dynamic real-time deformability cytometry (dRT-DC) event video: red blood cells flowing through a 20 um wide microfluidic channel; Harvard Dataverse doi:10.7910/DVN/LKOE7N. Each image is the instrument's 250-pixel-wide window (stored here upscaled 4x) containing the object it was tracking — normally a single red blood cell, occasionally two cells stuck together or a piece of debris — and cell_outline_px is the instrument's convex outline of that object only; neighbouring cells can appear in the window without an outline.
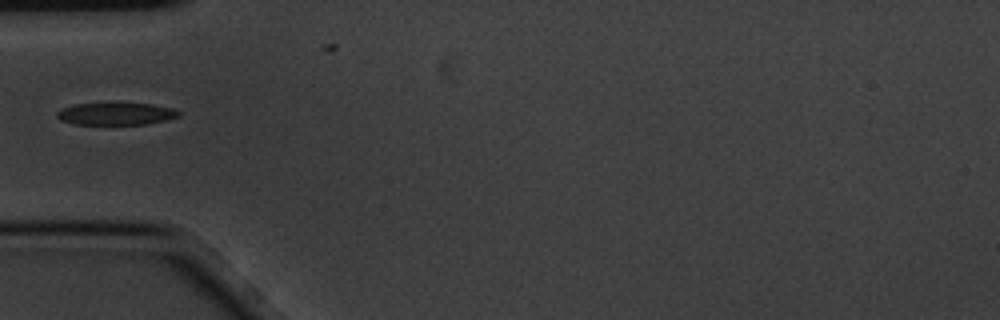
{"species": "common noctule bat (a hibernating species)", "species_latin": "Nyctalus noctula", "temperature_condition": "cold", "stored_images_in_passage": 7, "camera_frame_rate_fps": 3000, "um_per_image_px": 0.085, "animal": {"sex": "male", "body_mass_g": 20.1, "forearm_length_mm": 53.5}, "frame": {"image": 1, "passage_image": 6, "time_ms": 1.667, "image_size_px": [1000, 320], "cell_outline_px": [[180, 116], [148, 124], [76, 124], [60, 120], [56, 116], [56, 112], [60, 108], [76, 104], [116, 100], [120, 100], [152, 104], [172, 108], [180, 112]], "centroid_in_image_um": [9.83, 9.61], "position_along_channel_um": 75.2, "area_um2": 16.7}}